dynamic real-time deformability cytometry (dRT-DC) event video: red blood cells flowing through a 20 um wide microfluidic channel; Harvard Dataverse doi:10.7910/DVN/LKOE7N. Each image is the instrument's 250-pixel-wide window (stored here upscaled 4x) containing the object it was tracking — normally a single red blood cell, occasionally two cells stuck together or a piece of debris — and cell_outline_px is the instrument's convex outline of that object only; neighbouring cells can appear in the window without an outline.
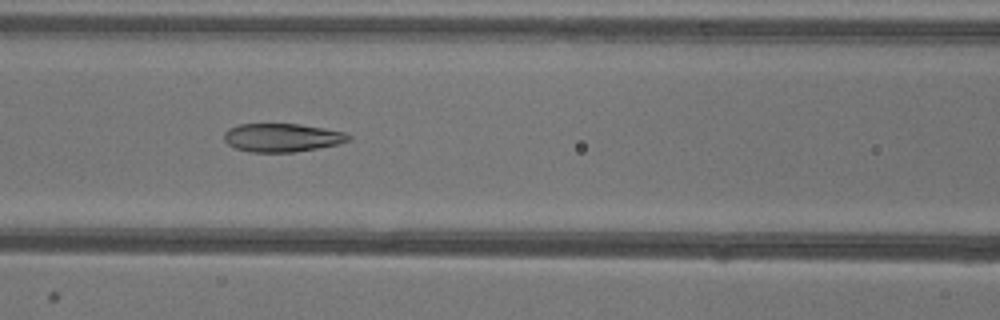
{"species": "common noctule bat (a hibernating species)", "species_latin": "Nyctalus noctula", "temperature_condition": "warm", "stored_images_in_passage": 35, "camera_frame_rate_fps": 3000, "um_per_image_px": 0.085, "animal": {"sex": "female"}, "frame": {"image": 1, "passage_image": 9, "time_ms": 2.667, "image_size_px": [1000, 320], "cell_outline_px": [[352, 140], [340, 144], [292, 152], [248, 152], [236, 148], [228, 144], [224, 140], [224, 132], [228, 128], [240, 124], [300, 124], [324, 128], [344, 132], [352, 136]], "centroid_in_image_um": [23.99, 11.69], "position_along_channel_um": 142.6, "area_um2": 20.69}}
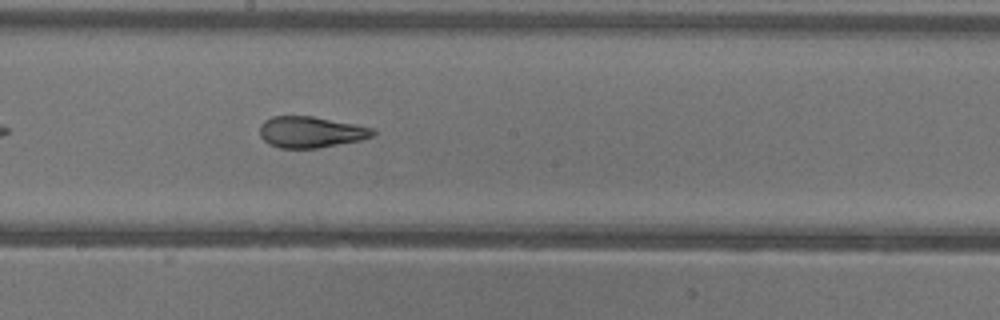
{"frame": {"image": 2, "passage_image": 15, "time_ms": 4.667, "image_size_px": [1000, 320], "cell_outline_px": [[376, 132], [372, 136], [360, 140], [316, 148], [280, 148], [268, 144], [260, 136], [260, 124], [264, 120], [272, 116], [312, 116], [356, 124], [372, 128]], "centroid_in_image_um": [26.38, 11.22], "position_along_channel_um": 221.8, "area_um2": 20.52}}
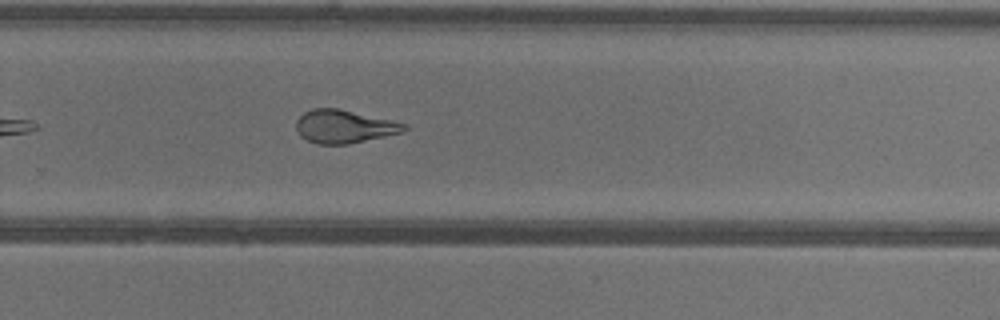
{"frame": {"image": 3, "passage_image": 21, "time_ms": 6.667, "image_size_px": [1000, 320], "cell_outline_px": [[408, 128], [400, 132], [384, 136], [348, 144], [316, 144], [300, 136], [296, 128], [296, 120], [304, 112], [312, 108], [336, 108], [392, 120], [404, 124]], "centroid_in_image_um": [29.19, 10.75], "position_along_channel_um": 300.6, "area_um2": 20.58}, "authors_computed_cell_mechanics": {"area_um2": 21.964, "velocity_mm_per_s": 3.9586, "shape_relaxation_time_tau1_ms": null, "shape_relaxation_time_tau2_ms": 1.9872, "deformation_change_tau1": null, "deformation_change_tau2": 0.087}}